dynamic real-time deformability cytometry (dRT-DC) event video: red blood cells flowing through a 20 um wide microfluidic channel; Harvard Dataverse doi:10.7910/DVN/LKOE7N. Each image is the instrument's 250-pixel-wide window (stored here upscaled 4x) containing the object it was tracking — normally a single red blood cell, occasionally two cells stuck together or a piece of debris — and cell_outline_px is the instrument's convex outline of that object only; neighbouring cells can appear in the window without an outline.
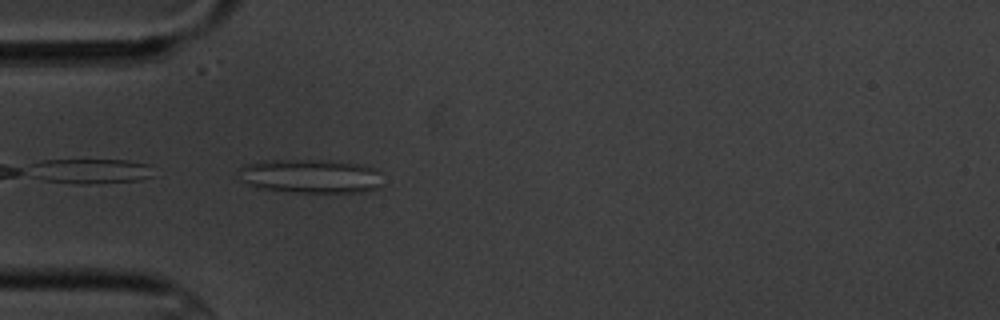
{"species": "common noctule bat (a hibernating species)", "species_latin": "Nyctalus noctula", "temperature_condition": "cold", "stored_images_in_passage": 2, "camera_frame_rate_fps": 3000, "um_per_image_px": 0.085, "animal": {"sex": "male", "body_mass_g": 20.1, "forearm_length_mm": 53.5}, "frame": {"image": 1, "passage_image": 2, "time_ms": 1.0, "image_size_px": [1000, 320], "cell_outline_px": [[380, 184], [376, 188], [360, 192], [296, 192], [256, 188], [240, 180], [240, 168], [244, 164], [264, 160], [328, 160], [364, 164], [380, 172]], "centroid_in_image_um": [26.36, 14.96], "position_along_channel_um": 58.6, "area_um2": 28.55}}